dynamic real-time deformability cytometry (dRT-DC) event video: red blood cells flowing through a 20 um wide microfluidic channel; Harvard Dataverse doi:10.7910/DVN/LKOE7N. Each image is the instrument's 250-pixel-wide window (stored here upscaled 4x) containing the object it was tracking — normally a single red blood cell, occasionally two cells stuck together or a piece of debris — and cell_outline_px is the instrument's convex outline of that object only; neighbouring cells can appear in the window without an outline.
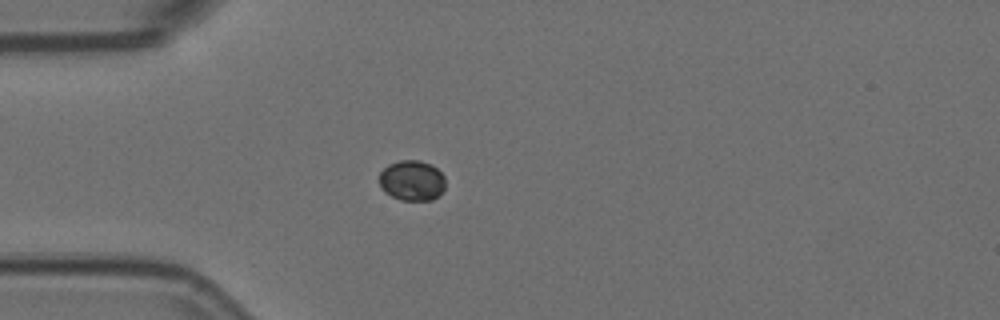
{"species": "Egyptian fruit bat (a non-hibernating species)", "species_latin": "Rousettus aegyptiacus", "temperature_condition": "room temperature", "stored_images_in_passage": 4, "camera_frame_rate_fps": 3000, "um_per_image_px": 0.085, "animal": {"sex": "female"}, "frame": {"image": 1, "passage_image": 4, "time_ms": 1.0, "image_size_px": [1000, 320], "cell_outline_px": [[444, 188], [432, 200], [400, 200], [384, 192], [380, 188], [380, 172], [388, 164], [400, 160], [420, 160], [432, 164], [444, 176]], "centroid_in_image_um": [34.99, 15.33], "position_along_channel_um": 50.0, "area_um2": 15.55}}